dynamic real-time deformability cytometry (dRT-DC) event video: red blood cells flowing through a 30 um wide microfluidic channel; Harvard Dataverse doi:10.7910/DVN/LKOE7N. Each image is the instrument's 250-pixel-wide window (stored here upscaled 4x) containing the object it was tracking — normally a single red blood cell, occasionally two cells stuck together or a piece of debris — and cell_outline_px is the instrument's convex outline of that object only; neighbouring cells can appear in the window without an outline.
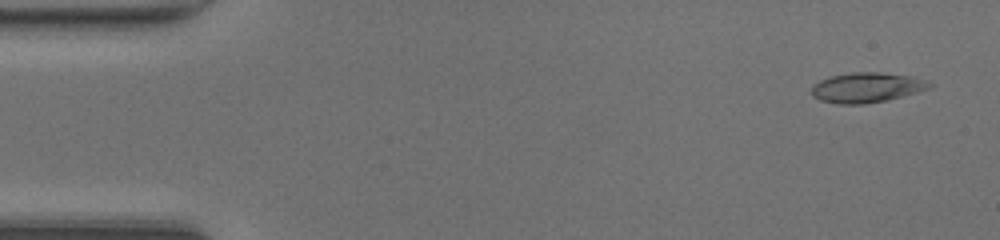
{"species": "common noctule bat (a hibernating species)", "species_latin": "Nyctalus noctula", "temperature_condition": "room temperature", "stored_images_in_passage": 47, "camera_frame_rate_fps": 3000, "um_per_image_px": 0.085, "animal": {"sex": "female", "body_mass_g": 20.0, "forearm_length_mm": 54.0}, "frame": {"image": 1, "passage_image": 2, "time_ms": 0.333, "image_size_px": [1000, 240], "cell_outline_px": [[932, 84], [928, 88], [916, 92], [888, 100], [864, 104], [840, 104], [820, 100], [812, 96], [812, 88], [820, 80], [828, 76], [852, 72], [880, 72], [912, 76], [928, 80]], "centroid_in_image_um": [73.67, 7.43], "position_along_channel_um": 11.3, "area_um2": 20.58}}
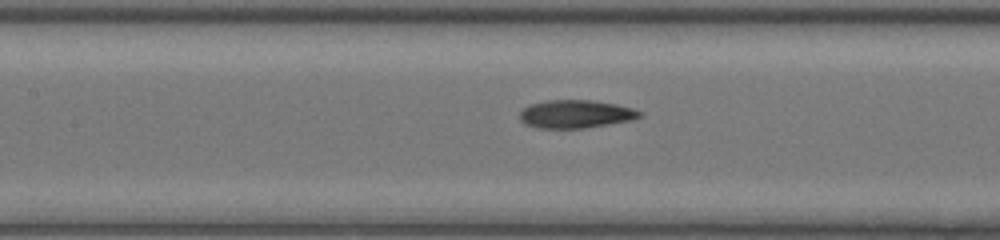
{"frame": {"image": 2, "passage_image": 21, "time_ms": 6.667, "image_size_px": [1000, 240], "cell_outline_px": [[644, 116], [632, 120], [584, 128], [536, 128], [524, 124], [520, 120], [520, 112], [528, 104], [548, 100], [592, 100], [616, 104], [632, 108], [644, 112]], "centroid_in_image_um": [48.94, 9.69], "position_along_channel_um": 158.5, "area_um2": 19.83}}
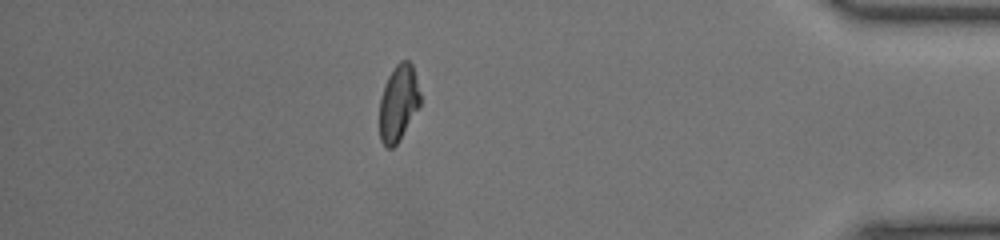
{"frame": {"image": 3, "passage_image": 41, "time_ms": 13.333, "image_size_px": [1000, 240], "cell_outline_px": [[420, 108], [400, 140], [392, 148], [388, 148], [380, 140], [380, 100], [384, 84], [388, 76], [396, 64], [400, 60], [408, 60], [412, 64], [420, 92]], "centroid_in_image_um": [33.88, 8.76], "position_along_channel_um": 401.3, "area_um2": 18.26}, "authors_computed_cell_mechanics": {"area_um2": 19.5942, "velocity_mm_per_s": 4.3151, "shape_relaxation_time_tau1_ms": null, "shape_relaxation_time_tau2_ms": 2.6639, "deformation_change_tau1": null, "deformation_change_tau2": 0.0852}}